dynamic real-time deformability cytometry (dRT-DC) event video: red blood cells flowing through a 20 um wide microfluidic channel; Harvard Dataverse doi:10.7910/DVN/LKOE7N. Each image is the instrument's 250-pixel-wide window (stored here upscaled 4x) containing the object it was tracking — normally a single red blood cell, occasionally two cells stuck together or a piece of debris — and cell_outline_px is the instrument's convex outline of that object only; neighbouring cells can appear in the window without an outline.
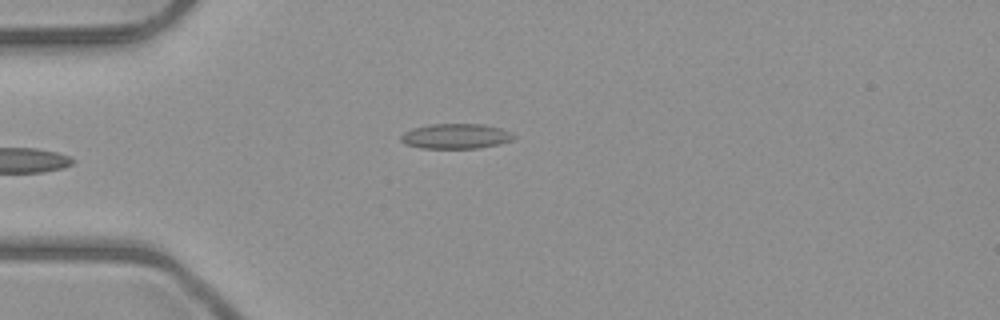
{"species": "common noctule bat (a hibernating species)", "species_latin": "Nyctalus noctula", "temperature_condition": "room temperature", "stored_images_in_passage": 6, "camera_frame_rate_fps": 3000, "um_per_image_px": 0.085, "animal": {"sex": "male", "body_mass_g": 23.1, "forearm_length_mm": 52.7}, "frame": {"image": 1, "passage_image": 6, "time_ms": 5.667, "image_size_px": [1000, 320], "cell_outline_px": [[516, 136], [512, 140], [500, 144], [480, 148], [420, 148], [404, 144], [400, 140], [400, 136], [404, 132], [416, 128], [432, 124], [480, 124], [500, 128], [512, 132]], "centroid_in_image_um": [38.76, 11.59], "position_along_channel_um": 46.2, "area_um2": 16.47}}